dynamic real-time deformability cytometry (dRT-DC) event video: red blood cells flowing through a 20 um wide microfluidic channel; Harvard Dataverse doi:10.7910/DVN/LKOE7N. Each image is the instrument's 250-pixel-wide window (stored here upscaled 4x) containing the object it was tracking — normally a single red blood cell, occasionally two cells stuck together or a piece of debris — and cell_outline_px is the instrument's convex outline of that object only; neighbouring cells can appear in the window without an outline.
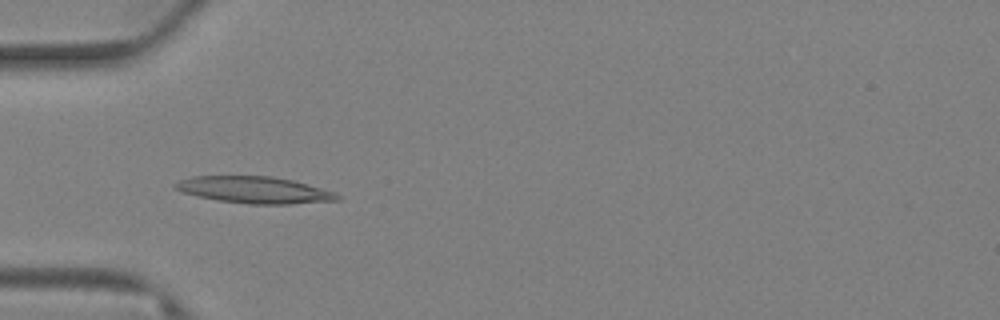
{"species": "Egyptian fruit bat (a non-hibernating species)", "species_latin": "Rousettus aegyptiacus", "temperature_condition": "warm", "stored_images_in_passage": 76, "camera_frame_rate_fps": 3000, "um_per_image_px": 0.085, "animal": {"sex": "female"}, "frame": {"image": 1, "passage_image": 25, "time_ms": 8.0, "image_size_px": [1000, 320], "cell_outline_px": [[340, 200], [292, 204], [248, 204], [220, 200], [196, 196], [184, 192], [176, 188], [172, 184], [180, 180], [192, 176], [272, 176], [292, 180], [336, 192], [340, 196]], "centroid_in_image_um": [21.65, 16.14], "position_along_channel_um": 63.3, "area_um2": 25.14}}
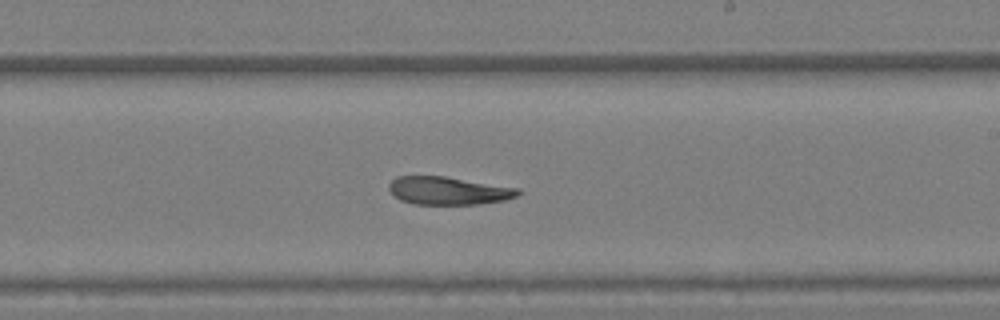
{"frame": {"image": 2, "passage_image": 46, "time_ms": 15.0, "image_size_px": [1000, 320], "cell_outline_px": [[520, 192], [516, 196], [504, 200], [476, 204], [412, 204], [400, 200], [388, 188], [388, 184], [396, 176], [444, 176], [520, 188]], "centroid_in_image_um": [38.09, 16.2], "position_along_channel_um": 250.9, "area_um2": 20.92}}
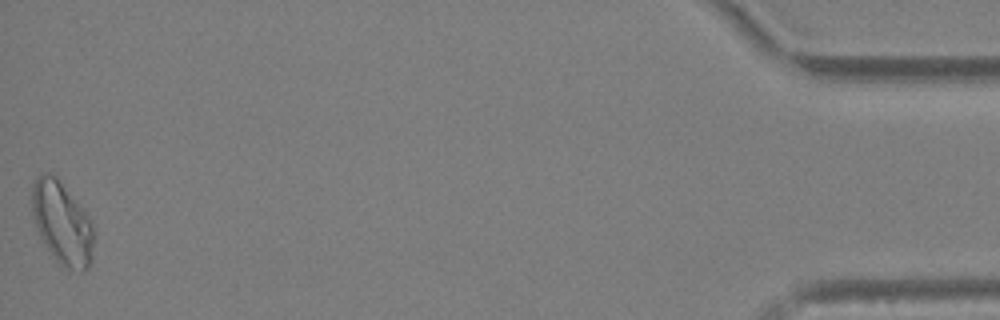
{"frame": {"image": 3, "passage_image": 76, "time_ms": 25.0, "image_size_px": [1000, 320], "cell_outline_px": [[92, 260], [88, 268], [84, 272], [80, 272], [64, 268], [56, 260], [44, 244], [36, 228], [32, 212], [32, 184], [36, 176], [40, 172], [48, 172], [56, 176], [88, 216], [92, 224]], "centroid_in_image_um": [5.25, 18.97], "position_along_channel_um": 430.0, "area_um2": 29.71}, "authors_computed_cell_mechanics": {"area_um2": 23.5535, "velocity_mm_per_s": 2.7238, "shape_relaxation_time_tau1_ms": null, "shape_relaxation_time_tau2_ms": 5.3806, "deformation_change_tau1": null, "deformation_change_tau2": 0.1191}}